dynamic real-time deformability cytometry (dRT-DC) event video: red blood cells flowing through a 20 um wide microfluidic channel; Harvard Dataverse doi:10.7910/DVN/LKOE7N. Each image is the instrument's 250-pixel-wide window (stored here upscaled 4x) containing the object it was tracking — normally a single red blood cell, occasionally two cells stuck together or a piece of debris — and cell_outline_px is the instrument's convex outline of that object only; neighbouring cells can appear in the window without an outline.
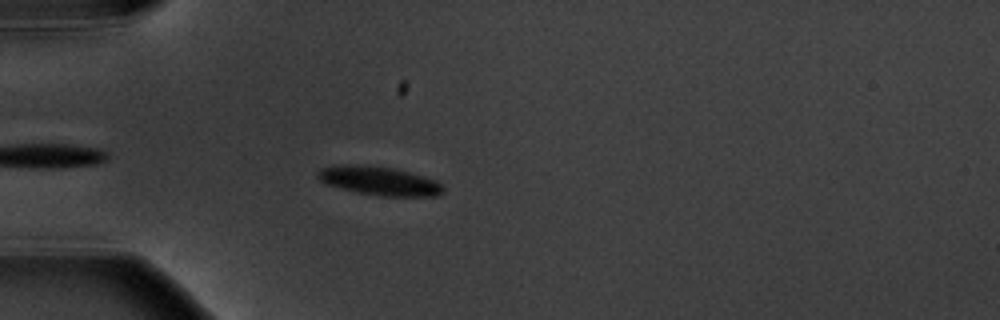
{"species": "common noctule bat (a hibernating species)", "species_latin": "Nyctalus noctula", "temperature_condition": "warm", "stored_images_in_passage": 1, "camera_frame_rate_fps": 3000, "um_per_image_px": 0.085, "animal": {"sex": "male", "body_mass_g": 20.1, "forearm_length_mm": 53.5}, "frame": {"image": 1, "passage_image": 1, "time_ms": 0.0, "image_size_px": [1000, 320], "cell_outline_px": [[444, 192], [436, 196], [380, 196], [356, 192], [328, 184], [320, 180], [316, 176], [320, 168], [332, 164], [360, 164], [392, 168], [424, 176], [436, 180], [444, 188]], "centroid_in_image_um": [32.21, 15.36], "position_along_channel_um": 52.8, "area_um2": 21.1}}